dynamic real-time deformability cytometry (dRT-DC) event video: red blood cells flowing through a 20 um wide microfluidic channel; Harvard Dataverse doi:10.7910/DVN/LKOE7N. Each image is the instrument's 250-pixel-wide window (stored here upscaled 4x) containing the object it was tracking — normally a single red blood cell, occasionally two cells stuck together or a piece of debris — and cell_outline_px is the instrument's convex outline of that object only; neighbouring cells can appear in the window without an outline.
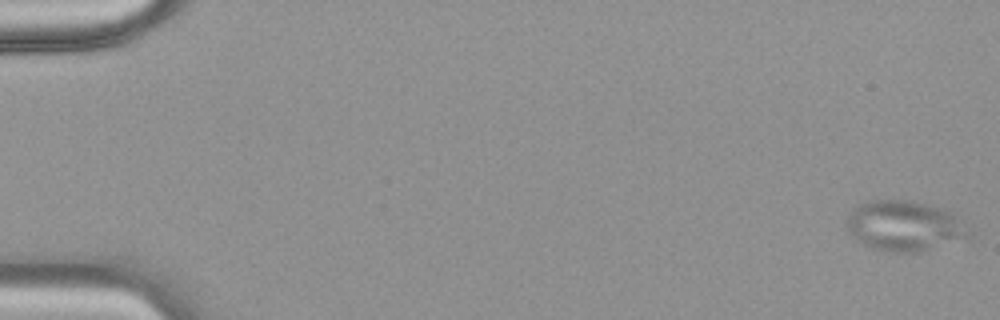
{"species": "common noctule bat (a hibernating species)", "species_latin": "Nyctalus noctula", "temperature_condition": "warm", "stored_images_in_passage": 50, "camera_frame_rate_fps": 3000, "um_per_image_px": 0.085, "animal": {"sex": "female", "body_mass_g": 18.4}, "frame": {"image": 1, "passage_image": 1, "time_ms": 0.0, "image_size_px": [1000, 320], "cell_outline_px": [[972, 236], [920, 252], [892, 252], [872, 248], [864, 244], [848, 228], [848, 216], [860, 204], [872, 200], [904, 200], [944, 208], [952, 212], [960, 220]], "centroid_in_image_um": [76.92, 19.2], "position_along_channel_um": 8.1, "area_um2": 34.97}}
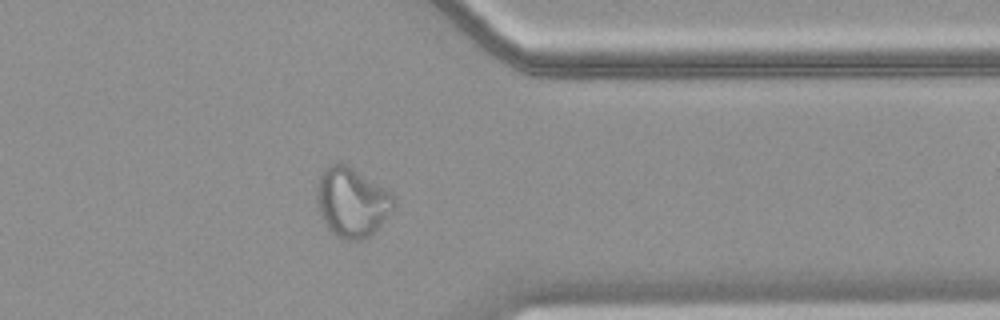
{"frame": {"image": 2, "passage_image": 40, "time_ms": 13.0, "image_size_px": [1000, 320], "cell_outline_px": [[396, 204], [380, 224], [364, 240], [344, 240], [328, 228], [320, 216], [316, 200], [316, 184], [320, 176], [332, 164], [348, 164], [392, 192]], "centroid_in_image_um": [29.9, 17.18], "position_along_channel_um": 381.5, "area_um2": 30.92}}
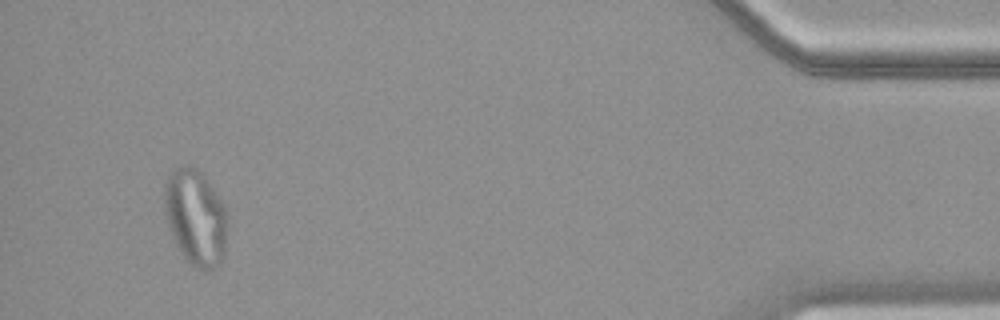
{"frame": {"image": 3, "passage_image": 47, "time_ms": 15.333, "image_size_px": [1000, 320], "cell_outline_px": [[224, 252], [220, 260], [212, 268], [196, 268], [184, 256], [168, 224], [164, 192], [164, 184], [168, 176], [176, 168], [188, 164], [196, 168], [204, 176], [220, 200], [224, 208]], "centroid_in_image_um": [16.58, 18.4], "position_along_channel_um": 418.6, "area_um2": 33.41}}